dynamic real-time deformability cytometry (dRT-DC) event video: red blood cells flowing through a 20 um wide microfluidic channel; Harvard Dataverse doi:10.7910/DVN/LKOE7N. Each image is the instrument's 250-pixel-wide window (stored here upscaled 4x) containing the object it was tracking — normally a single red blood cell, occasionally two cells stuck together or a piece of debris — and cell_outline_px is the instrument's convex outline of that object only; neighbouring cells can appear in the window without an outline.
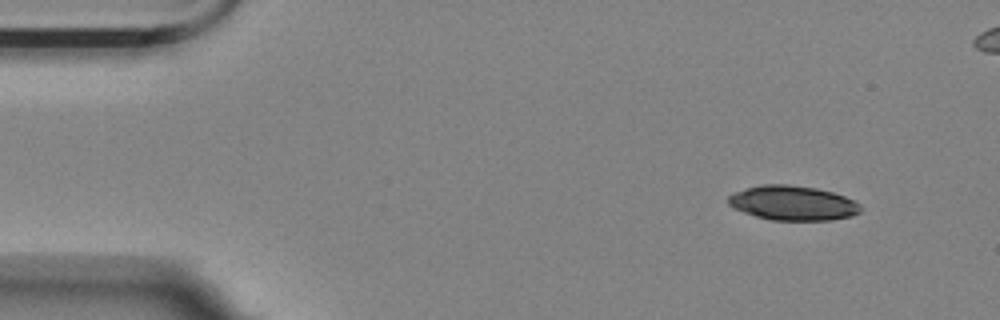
{"species": "Egyptian fruit bat (a non-hibernating species)", "species_latin": "Rousettus aegyptiacus", "temperature_condition": "room temperature", "stored_images_in_passage": 5, "camera_frame_rate_fps": 3000, "um_per_image_px": 0.085, "animal": {"sex": "female"}, "frame": {"image": 1, "passage_image": 1, "time_ms": 0.0, "image_size_px": [1000, 320], "cell_outline_px": [[860, 212], [852, 216], [832, 220], [772, 220], [756, 216], [732, 208], [728, 204], [728, 196], [736, 192], [760, 184], [788, 184], [816, 188], [832, 192], [856, 200], [860, 204]], "centroid_in_image_um": [67.4, 17.26], "position_along_channel_um": 17.6, "area_um2": 26.7}}
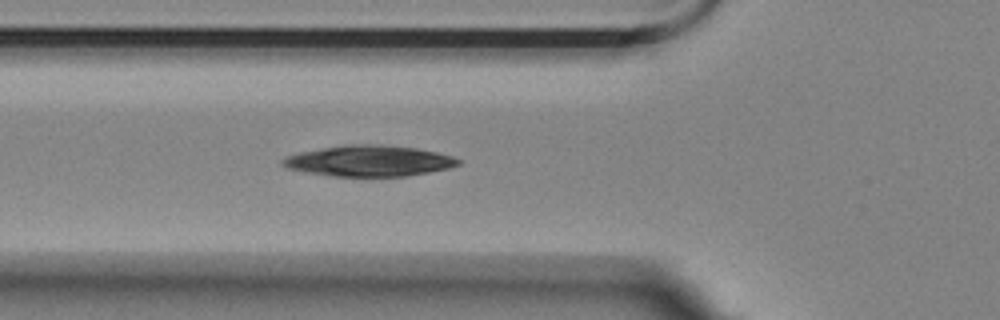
{"frame": {"image": 2, "passage_image": 5, "time_ms": 1.333, "image_size_px": [1000, 320], "cell_outline_px": [[460, 164], [448, 168], [428, 172], [404, 176], [332, 176], [304, 172], [288, 168], [280, 164], [280, 160], [284, 156], [300, 152], [324, 148], [352, 144], [380, 144], [416, 148], [436, 152], [452, 156], [460, 160]], "centroid_in_image_um": [31.33, 13.67], "position_along_channel_um": 94.5, "area_um2": 31.5}}